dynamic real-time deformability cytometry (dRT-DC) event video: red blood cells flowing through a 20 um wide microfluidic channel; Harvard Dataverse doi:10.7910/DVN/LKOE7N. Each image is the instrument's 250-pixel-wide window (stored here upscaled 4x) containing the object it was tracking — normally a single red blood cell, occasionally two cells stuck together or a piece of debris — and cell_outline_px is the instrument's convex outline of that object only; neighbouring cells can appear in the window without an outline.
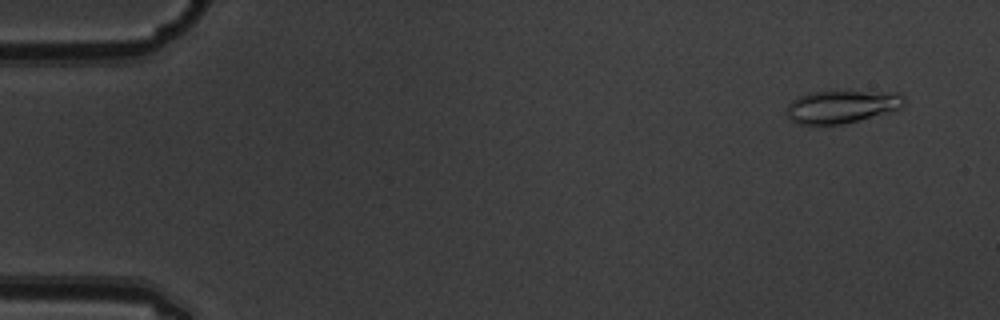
{"species": "common noctule bat (a hibernating species)", "species_latin": "Nyctalus noctula", "temperature_condition": "warm", "stored_images_in_passage": 8, "camera_frame_rate_fps": 3000, "um_per_image_px": 0.085, "animal": {"sex": "male", "body_mass_g": 19.5, "forearm_length_mm": 54.6}, "frame": {"image": 1, "passage_image": 2, "time_ms": 0.333, "image_size_px": [1000, 320], "cell_outline_px": [[904, 104], [900, 108], [860, 120], [844, 124], [796, 124], [788, 116], [788, 104], [792, 100], [808, 92], [832, 88], [900, 92], [904, 96]], "centroid_in_image_um": [71.58, 8.99], "position_along_channel_um": 13.4, "area_um2": 23.47}}
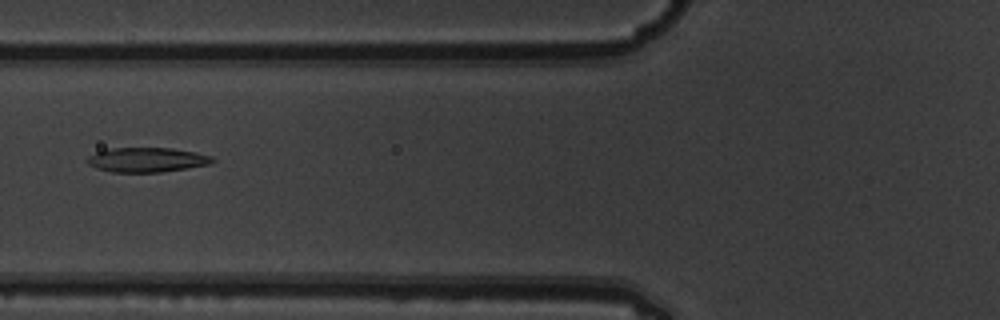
{"frame": {"image": 2, "passage_image": 7, "time_ms": 2.0, "image_size_px": [1000, 320], "cell_outline_px": [[216, 160], [212, 164], [188, 168], [160, 172], [112, 172], [96, 168], [88, 164], [84, 160], [88, 156], [96, 152], [112, 148], [172, 148], [196, 152], [212, 156]], "centroid_in_image_um": [12.5, 13.58], "position_along_channel_um": 113.3, "area_um2": 18.09}}
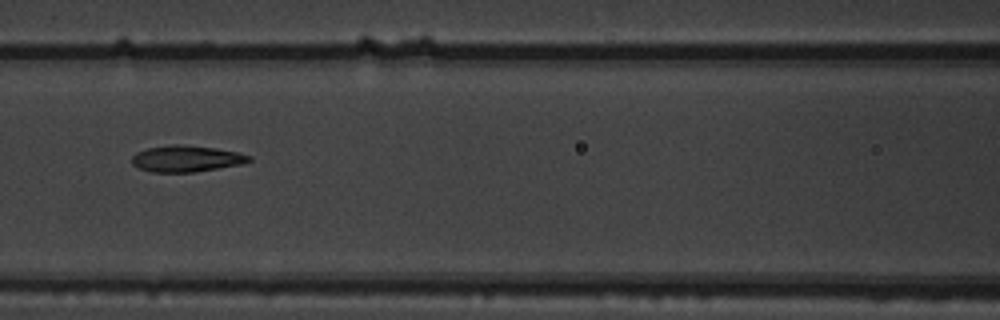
{"frame": {"image": 3, "passage_image": 8, "time_ms": 2.333, "image_size_px": [1000, 320], "cell_outline_px": [[252, 160], [244, 164], [192, 172], [152, 172], [140, 168], [132, 164], [132, 156], [136, 152], [148, 148], [176, 144], [184, 144], [216, 148], [236, 152], [252, 156]], "centroid_in_image_um": [15.86, 13.48], "position_along_channel_um": 150.7, "area_um2": 17.98}}